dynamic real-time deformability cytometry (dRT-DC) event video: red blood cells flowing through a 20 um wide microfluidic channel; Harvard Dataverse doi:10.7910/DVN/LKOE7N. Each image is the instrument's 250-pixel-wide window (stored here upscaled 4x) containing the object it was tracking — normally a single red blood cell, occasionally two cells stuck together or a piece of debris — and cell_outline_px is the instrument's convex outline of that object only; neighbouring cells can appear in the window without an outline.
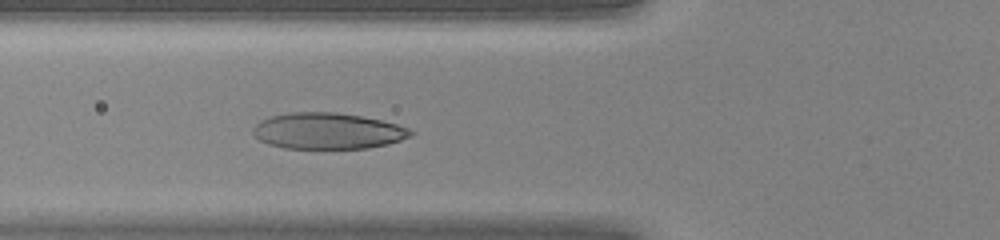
{"species": "human", "species_latin": "Homo sapiens", "temperature_condition": "warm", "stored_images_in_passage": 40, "camera_frame_rate_fps": 3000, "um_per_image_px": 0.085, "donor": {"sex": "female"}, "frame": {"image": 1, "passage_image": 13, "time_ms": 4.0, "image_size_px": [1000, 240], "cell_outline_px": [[416, 132], [412, 136], [388, 144], [368, 148], [284, 148], [268, 144], [260, 140], [252, 132], [252, 128], [260, 120], [272, 116], [292, 112], [336, 112], [360, 116], [380, 120], [396, 124], [408, 128]], "centroid_in_image_um": [27.86, 11.13], "position_along_channel_um": 97.9, "area_um2": 33.18}}
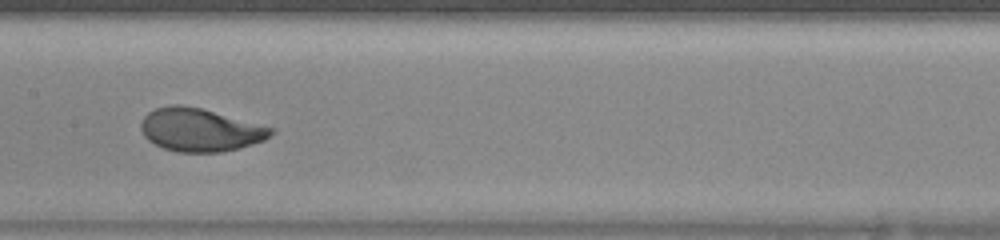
{"frame": {"image": 2, "passage_image": 19, "time_ms": 6.0, "image_size_px": [1000, 240], "cell_outline_px": [[276, 132], [264, 140], [240, 148], [220, 152], [176, 152], [164, 148], [148, 140], [144, 136], [140, 128], [140, 124], [144, 116], [148, 112], [156, 108], [172, 104], [180, 104], [200, 108], [276, 128]], "centroid_in_image_um": [17.02, 11.04], "position_along_channel_um": 190.4, "area_um2": 32.71}}
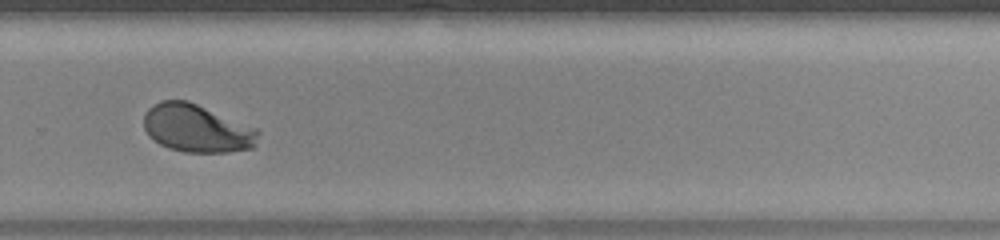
{"frame": {"image": 3, "passage_image": 27, "time_ms": 8.667, "image_size_px": [1000, 240], "cell_outline_px": [[260, 132], [256, 144], [252, 148], [228, 152], [184, 152], [168, 148], [160, 144], [148, 136], [144, 128], [144, 116], [148, 108], [152, 104], [160, 100], [188, 100], [260, 128]], "centroid_in_image_um": [16.76, 10.9], "position_along_channel_um": 313.0, "area_um2": 32.54}}